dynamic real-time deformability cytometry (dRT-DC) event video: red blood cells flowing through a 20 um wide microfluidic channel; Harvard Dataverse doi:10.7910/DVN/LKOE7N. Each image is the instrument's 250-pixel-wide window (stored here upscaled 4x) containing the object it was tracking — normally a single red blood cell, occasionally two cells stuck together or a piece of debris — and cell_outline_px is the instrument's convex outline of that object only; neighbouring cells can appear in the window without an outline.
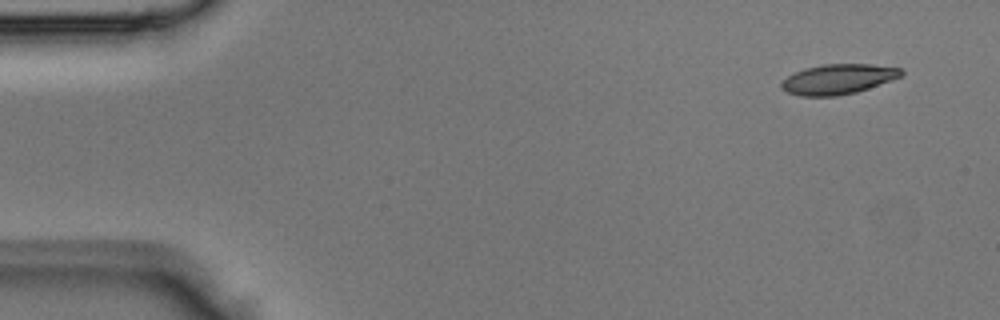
{"species": "Egyptian fruit bat (a non-hibernating species)", "species_latin": "Rousettus aegyptiacus", "temperature_condition": "room temperature", "stored_images_in_passage": 3, "camera_frame_rate_fps": 3000, "um_per_image_px": 0.085, "animal": {"sex": "male"}, "frame": {"image": 1, "passage_image": 1, "time_ms": 0.0, "image_size_px": [1000, 320], "cell_outline_px": [[904, 72], [900, 76], [892, 80], [856, 92], [836, 96], [800, 96], [788, 92], [780, 88], [780, 84], [788, 76], [804, 68], [824, 64], [872, 64], [900, 68]], "centroid_in_image_um": [71.23, 6.73], "position_along_channel_um": 13.8, "area_um2": 20.87}}